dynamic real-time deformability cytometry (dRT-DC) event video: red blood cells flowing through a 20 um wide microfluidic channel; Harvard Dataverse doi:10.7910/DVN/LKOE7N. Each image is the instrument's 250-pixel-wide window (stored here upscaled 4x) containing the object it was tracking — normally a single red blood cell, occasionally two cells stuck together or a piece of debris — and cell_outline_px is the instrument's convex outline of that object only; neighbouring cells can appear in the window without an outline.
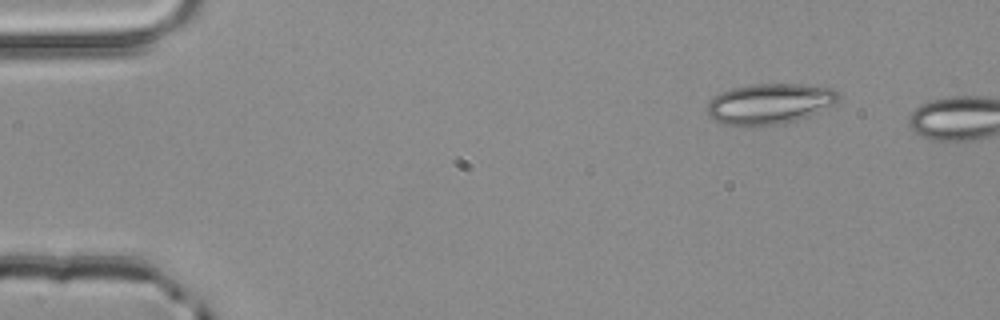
{"species": "common noctule bat (a hibernating species)", "species_latin": "Nyctalus noctula", "temperature_condition": "room temperature", "stored_images_in_passage": 2, "camera_frame_rate_fps": 3000, "um_per_image_px": 0.085, "animal": {"sex": "male", "body_mass_g": 20.4}, "frame": {"image": 1, "passage_image": 1, "time_ms": 0.0, "image_size_px": [1000, 320], "cell_outline_px": [[840, 100], [808, 116], [788, 124], [724, 124], [708, 116], [708, 104], [716, 96], [732, 88], [748, 84], [804, 84], [832, 88], [840, 96]], "centroid_in_image_um": [65.46, 8.8], "position_along_channel_um": 19.5, "area_um2": 30.46}}